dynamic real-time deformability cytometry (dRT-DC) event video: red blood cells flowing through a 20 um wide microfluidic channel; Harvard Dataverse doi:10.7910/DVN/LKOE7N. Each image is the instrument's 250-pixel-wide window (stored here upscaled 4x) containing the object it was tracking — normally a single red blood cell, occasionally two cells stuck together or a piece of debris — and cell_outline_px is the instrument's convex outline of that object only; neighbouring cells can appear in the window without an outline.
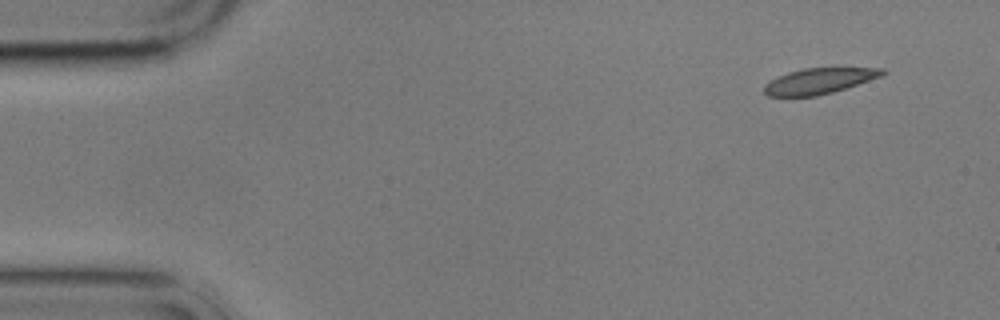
{"species": "common noctule bat (a hibernating species)", "species_latin": "Nyctalus noctula", "temperature_condition": "cold", "stored_images_in_passage": 5, "camera_frame_rate_fps": 3000, "um_per_image_px": 0.085, "animal": {"sex": "male", "body_mass_g": 17.9}, "frame": {"image": 1, "passage_image": 1, "time_ms": 0.0, "image_size_px": [1000, 320], "cell_outline_px": [[888, 72], [884, 76], [832, 92], [816, 96], [768, 96], [764, 92], [764, 84], [788, 72], [804, 68], [884, 68]], "centroid_in_image_um": [69.68, 6.88], "position_along_channel_um": 15.3, "area_um2": 17.63}}
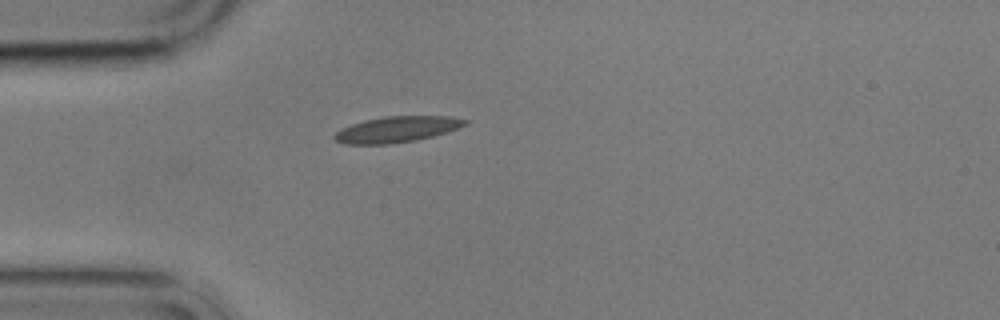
{"frame": {"image": 2, "passage_image": 4, "time_ms": 3.667, "image_size_px": [1000, 320], "cell_outline_px": [[468, 124], [448, 132], [416, 140], [388, 144], [344, 144], [336, 140], [332, 136], [340, 128], [364, 120], [384, 116], [448, 116], [468, 120]], "centroid_in_image_um": [33.72, 10.99], "position_along_channel_um": 51.3, "area_um2": 19.77}}